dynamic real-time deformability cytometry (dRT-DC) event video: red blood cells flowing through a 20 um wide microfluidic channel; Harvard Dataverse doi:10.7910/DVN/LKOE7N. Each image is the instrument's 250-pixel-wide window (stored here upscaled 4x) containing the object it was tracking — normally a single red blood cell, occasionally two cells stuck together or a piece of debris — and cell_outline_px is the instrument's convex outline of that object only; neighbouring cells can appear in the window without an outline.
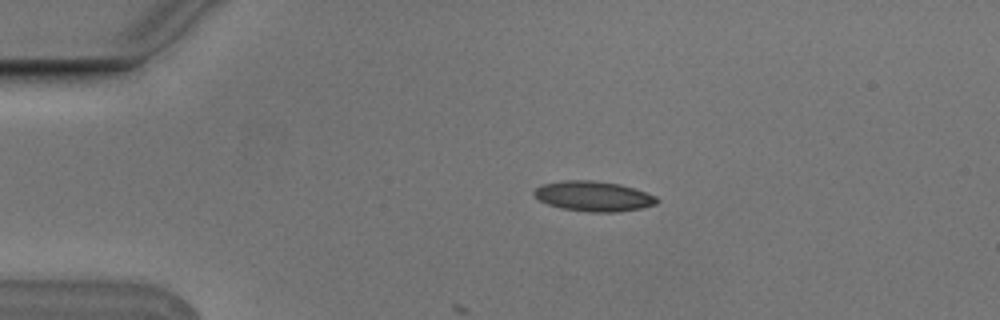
{"species": "Egyptian fruit bat (a non-hibernating species)", "species_latin": "Rousettus aegyptiacus", "temperature_condition": "cold", "stored_images_in_passage": 4, "camera_frame_rate_fps": 3000, "um_per_image_px": 0.085, "animal": {"sex": "male"}, "frame": {"image": 1, "passage_image": 1, "time_ms": 0.0, "image_size_px": [1000, 320], "cell_outline_px": [[660, 200], [656, 204], [640, 208], [616, 212], [588, 212], [564, 208], [548, 204], [540, 200], [532, 192], [540, 184], [564, 180], [592, 180], [620, 184], [656, 196]], "centroid_in_image_um": [50.44, 16.67], "position_along_channel_um": 34.6, "area_um2": 21.39}}
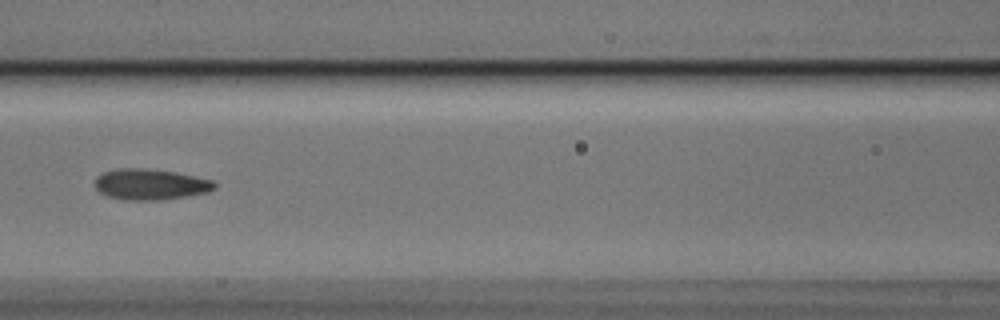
{"frame": {"image": 2, "passage_image": 4, "time_ms": 1.0, "image_size_px": [1000, 320], "cell_outline_px": [[216, 188], [208, 192], [160, 200], [124, 200], [108, 196], [100, 192], [96, 188], [96, 176], [104, 172], [116, 168], [144, 168], [176, 172], [212, 180], [216, 184]], "centroid_in_image_um": [12.77, 15.66], "position_along_channel_um": 153.8, "area_um2": 21.44}}